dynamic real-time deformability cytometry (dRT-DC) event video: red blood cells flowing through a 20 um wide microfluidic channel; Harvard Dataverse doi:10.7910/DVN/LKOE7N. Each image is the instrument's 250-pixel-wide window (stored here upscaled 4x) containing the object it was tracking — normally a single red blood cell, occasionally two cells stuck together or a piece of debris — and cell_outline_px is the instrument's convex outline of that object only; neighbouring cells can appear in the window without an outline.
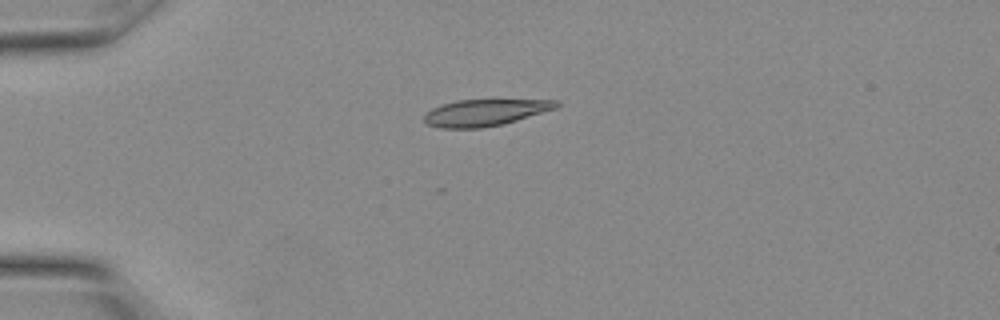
{"species": "Egyptian fruit bat (a non-hibernating species)", "species_latin": "Rousettus aegyptiacus", "temperature_condition": "warm", "stored_images_in_passage": 8, "camera_frame_rate_fps": 3000, "um_per_image_px": 0.085, "animal": {"sex": "female"}, "frame": {"image": 1, "passage_image": 1, "time_ms": 0.0, "image_size_px": [1000, 320], "cell_outline_px": [[560, 104], [556, 108], [504, 124], [480, 128], [440, 128], [424, 124], [424, 112], [432, 108], [456, 100], [500, 96], [560, 100]], "centroid_in_image_um": [41.31, 9.49], "position_along_channel_um": 43.7, "area_um2": 22.02}}
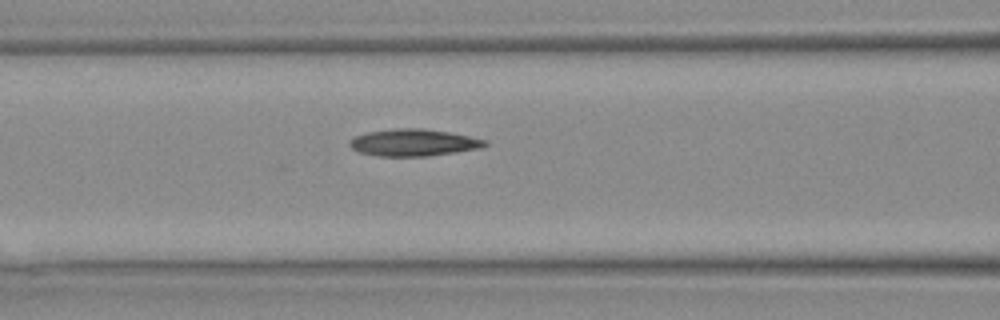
{"frame": {"image": 2, "passage_image": 6, "time_ms": 1.667, "image_size_px": [1000, 320], "cell_outline_px": [[488, 144], [480, 148], [456, 152], [428, 156], [376, 156], [360, 152], [352, 148], [348, 144], [348, 140], [356, 136], [368, 132], [396, 128], [420, 128], [448, 132], [488, 140]], "centroid_in_image_um": [35.14, 12.12], "position_along_channel_um": 131.5, "area_um2": 21.21}}
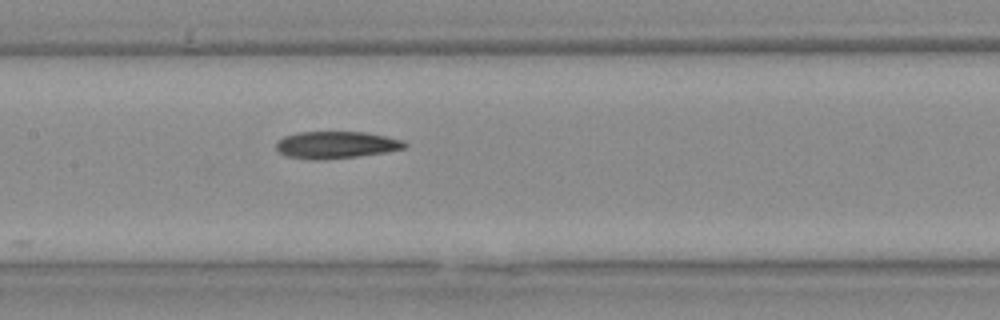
{"frame": {"image": 3, "passage_image": 8, "time_ms": 2.333, "image_size_px": [1000, 320], "cell_outline_px": [[408, 144], [404, 148], [384, 152], [356, 156], [324, 160], [312, 160], [284, 156], [276, 148], [276, 140], [284, 136], [296, 132], [364, 132], [404, 140]], "centroid_in_image_um": [28.51, 12.32], "position_along_channel_um": 178.9, "area_um2": 20.35}}